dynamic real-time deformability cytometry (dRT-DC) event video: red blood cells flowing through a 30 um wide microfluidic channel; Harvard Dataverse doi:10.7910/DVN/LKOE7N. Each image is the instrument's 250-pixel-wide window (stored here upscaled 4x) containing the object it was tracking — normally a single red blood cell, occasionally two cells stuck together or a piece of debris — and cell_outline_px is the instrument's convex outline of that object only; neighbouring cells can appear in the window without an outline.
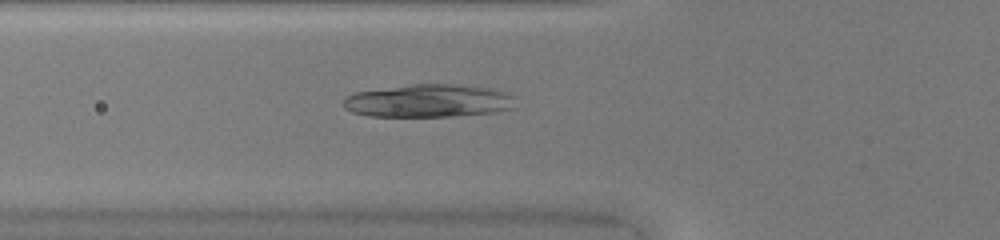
{"species": "common noctule bat (a hibernating species)", "species_latin": "Nyctalus noctula", "temperature_condition": "warm", "stored_images_in_passage": 48, "camera_frame_rate_fps": 3000, "um_per_image_px": 0.085, "animal": {"sex": "female", "body_mass_g": 20.0, "forearm_length_mm": 54.0}, "frame": {"image": 1, "passage_image": 17, "time_ms": 5.333, "image_size_px": [1000, 240], "cell_outline_px": [[516, 108], [496, 112], [456, 116], [368, 116], [352, 112], [344, 108], [344, 100], [348, 96], [356, 92], [412, 84], [452, 84], [492, 88], [504, 92], [512, 96]], "centroid_in_image_um": [36.46, 8.57], "position_along_channel_um": 89.3, "area_um2": 32.95}}
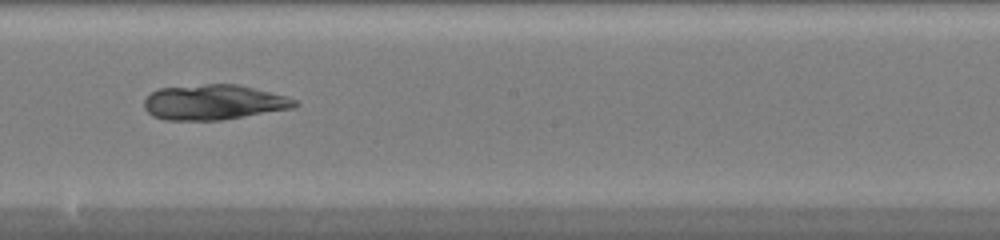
{"frame": {"image": 2, "passage_image": 27, "time_ms": 8.667, "image_size_px": [1000, 240], "cell_outline_px": [[300, 104], [296, 108], [220, 120], [164, 120], [152, 116], [144, 108], [144, 100], [152, 92], [160, 88], [204, 84], [236, 84], [288, 96], [296, 100]], "centroid_in_image_um": [18.19, 8.7], "position_along_channel_um": 230.0, "area_um2": 30.98}}
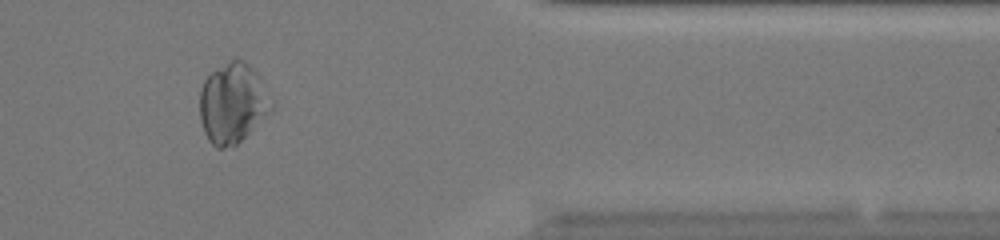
{"frame": {"image": 3, "passage_image": 40, "time_ms": 13.0, "image_size_px": [1000, 240], "cell_outline_px": [[276, 104], [232, 148], [216, 148], [208, 140], [204, 132], [200, 120], [200, 88], [204, 80], [212, 72], [228, 60], [244, 60], [256, 72]], "centroid_in_image_um": [19.76, 8.76], "position_along_channel_um": 391.6, "area_um2": 33.23}}